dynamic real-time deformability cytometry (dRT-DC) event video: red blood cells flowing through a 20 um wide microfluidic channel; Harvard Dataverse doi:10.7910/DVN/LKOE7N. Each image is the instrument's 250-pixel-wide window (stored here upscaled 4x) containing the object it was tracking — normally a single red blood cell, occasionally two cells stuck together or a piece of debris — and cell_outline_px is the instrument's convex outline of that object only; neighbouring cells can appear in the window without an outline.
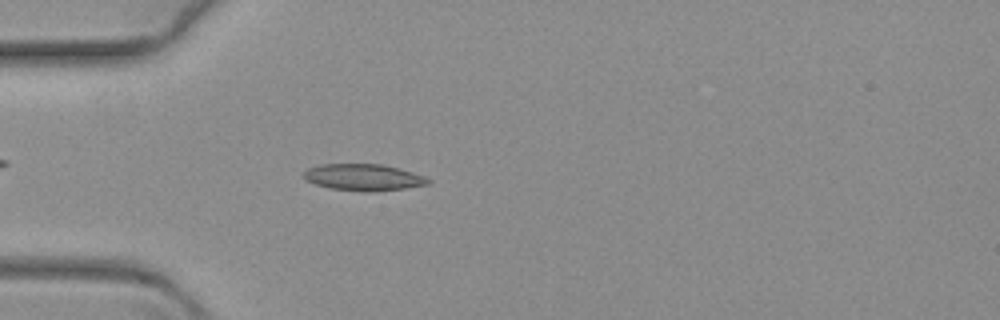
{"species": "common noctule bat (a hibernating species)", "species_latin": "Nyctalus noctula", "temperature_condition": "warm", "stored_images_in_passage": 38, "camera_frame_rate_fps": 3000, "um_per_image_px": 0.085, "animal": {"sex": "female", "body_mass_g": 19.3, "forearm_length_mm": 54.1}, "frame": {"image": 1, "passage_image": 2, "time_ms": 0.333, "image_size_px": [1000, 320], "cell_outline_px": [[432, 184], [376, 192], [364, 192], [328, 188], [304, 180], [304, 172], [308, 168], [320, 164], [380, 164], [412, 172], [424, 176], [432, 180]], "centroid_in_image_um": [30.9, 15.08], "position_along_channel_um": 54.1, "area_um2": 19.42}}
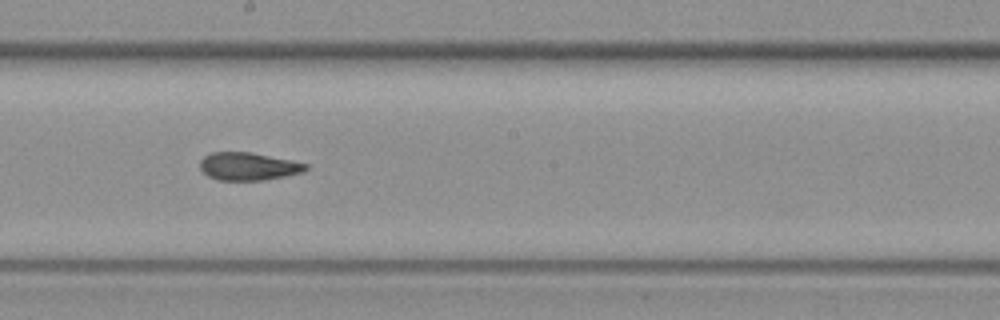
{"frame": {"image": 2, "passage_image": 19, "time_ms": 6.0, "image_size_px": [1000, 320], "cell_outline_px": [[308, 168], [304, 172], [264, 180], [216, 180], [208, 176], [200, 168], [200, 160], [204, 156], [212, 152], [252, 152], [292, 160], [308, 164]], "centroid_in_image_um": [21.11, 14.14], "position_along_channel_um": 227.1, "area_um2": 17.22}}
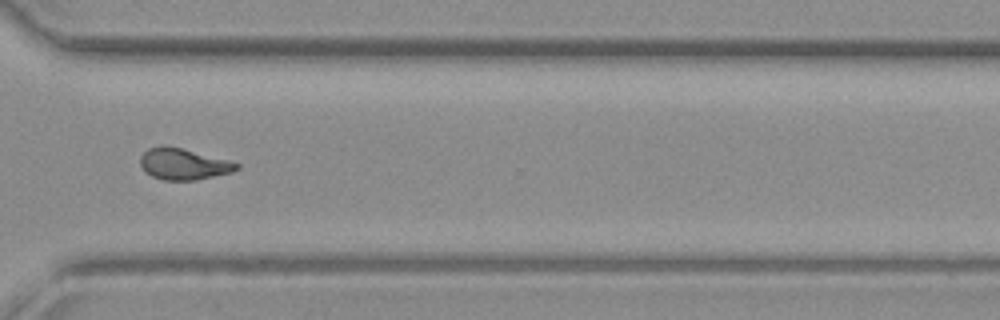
{"frame": {"image": 3, "passage_image": 31, "time_ms": 10.0, "image_size_px": [1000, 320], "cell_outline_px": [[240, 168], [232, 172], [196, 180], [164, 180], [152, 176], [144, 172], [140, 164], [140, 156], [148, 148], [164, 144], [228, 160], [240, 164]], "centroid_in_image_um": [15.56, 13.94], "position_along_channel_um": 355.0, "area_um2": 17.57}}